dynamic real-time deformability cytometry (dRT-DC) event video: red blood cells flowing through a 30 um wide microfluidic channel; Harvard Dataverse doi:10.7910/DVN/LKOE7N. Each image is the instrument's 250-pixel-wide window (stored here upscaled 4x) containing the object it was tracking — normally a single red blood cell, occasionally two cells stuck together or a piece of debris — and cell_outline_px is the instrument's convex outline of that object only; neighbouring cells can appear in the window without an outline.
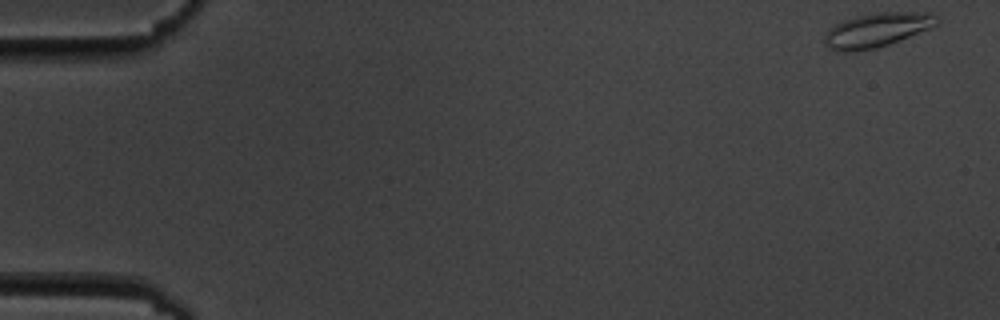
{"species": "common noctule bat (a hibernating species)", "species_latin": "Nyctalus noctula", "temperature_condition": "cold", "stored_images_in_passage": 9, "camera_frame_rate_fps": 3000, "um_per_image_px": 0.085, "animal": {"sex": "male", "body_mass_g": 19.5, "forearm_length_mm": 54.6}, "frame": {"image": 1, "passage_image": 1, "time_ms": 0.0, "image_size_px": [1000, 320], "cell_outline_px": [[940, 20], [936, 24], [928, 28], [900, 40], [876, 48], [852, 52], [844, 52], [828, 48], [824, 44], [824, 36], [828, 28], [844, 20], [856, 16], [880, 12], [932, 12]], "centroid_in_image_um": [74.5, 2.55], "position_along_channel_um": 10.5, "area_um2": 22.31}}
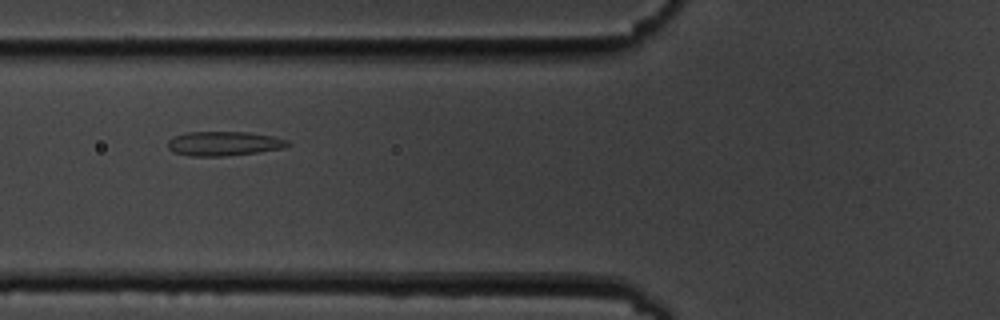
{"frame": {"image": 2, "passage_image": 7, "time_ms": 6.667, "image_size_px": [1000, 320], "cell_outline_px": [[292, 144], [284, 148], [256, 152], [224, 156], [188, 156], [172, 152], [168, 148], [168, 140], [172, 136], [188, 132], [248, 132], [272, 136], [288, 140]], "centroid_in_image_um": [19.0, 12.2], "position_along_channel_um": 106.8, "area_um2": 17.11}}
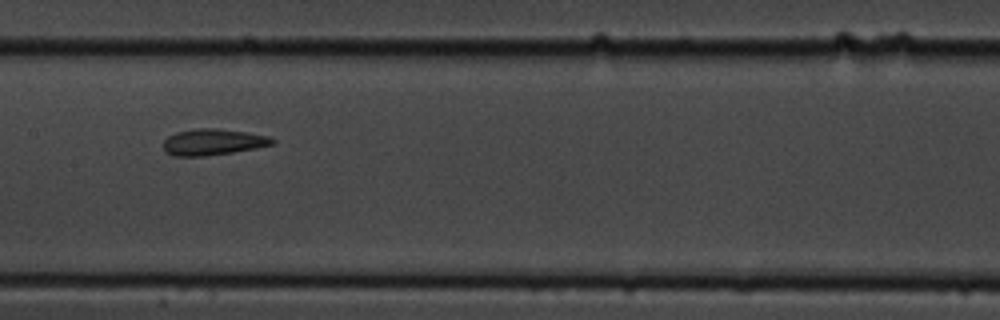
{"frame": {"image": 3, "passage_image": 9, "time_ms": 9.0, "image_size_px": [1000, 320], "cell_outline_px": [[276, 140], [272, 144], [256, 148], [232, 152], [204, 156], [172, 156], [164, 152], [164, 140], [168, 136], [176, 132], [196, 128], [216, 128], [244, 132], [268, 136]], "centroid_in_image_um": [18.05, 12.07], "position_along_channel_um": 189.3, "area_um2": 16.59}}